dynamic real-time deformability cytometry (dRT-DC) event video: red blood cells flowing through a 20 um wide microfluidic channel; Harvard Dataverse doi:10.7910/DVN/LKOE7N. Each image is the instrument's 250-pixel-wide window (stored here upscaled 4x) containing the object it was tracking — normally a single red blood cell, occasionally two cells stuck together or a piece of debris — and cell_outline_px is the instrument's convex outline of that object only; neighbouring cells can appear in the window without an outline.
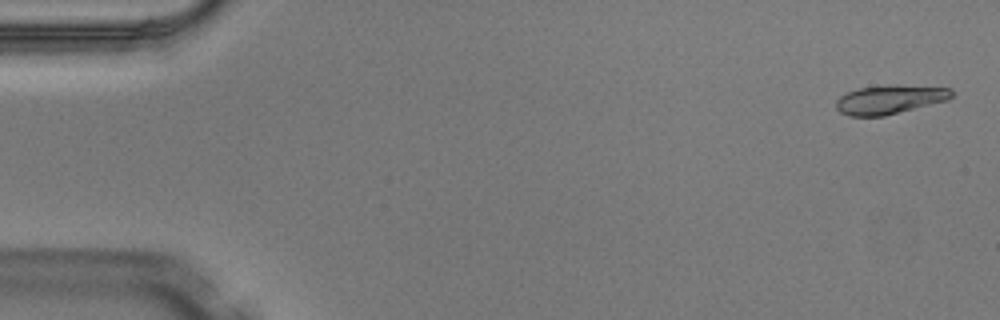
{"species": "Egyptian fruit bat (a non-hibernating species)", "species_latin": "Rousettus aegyptiacus", "temperature_condition": "warm", "stored_images_in_passage": 3, "camera_frame_rate_fps": 3000, "um_per_image_px": 0.085, "animal": {"sex": "male"}, "frame": {"image": 1, "passage_image": 1, "time_ms": 0.0, "image_size_px": [1000, 320], "cell_outline_px": [[952, 96], [948, 100], [884, 116], [848, 116], [840, 112], [836, 108], [836, 100], [840, 96], [848, 92], [860, 88], [952, 88]], "centroid_in_image_um": [75.55, 8.53], "position_along_channel_um": 9.4, "area_um2": 18.15}}